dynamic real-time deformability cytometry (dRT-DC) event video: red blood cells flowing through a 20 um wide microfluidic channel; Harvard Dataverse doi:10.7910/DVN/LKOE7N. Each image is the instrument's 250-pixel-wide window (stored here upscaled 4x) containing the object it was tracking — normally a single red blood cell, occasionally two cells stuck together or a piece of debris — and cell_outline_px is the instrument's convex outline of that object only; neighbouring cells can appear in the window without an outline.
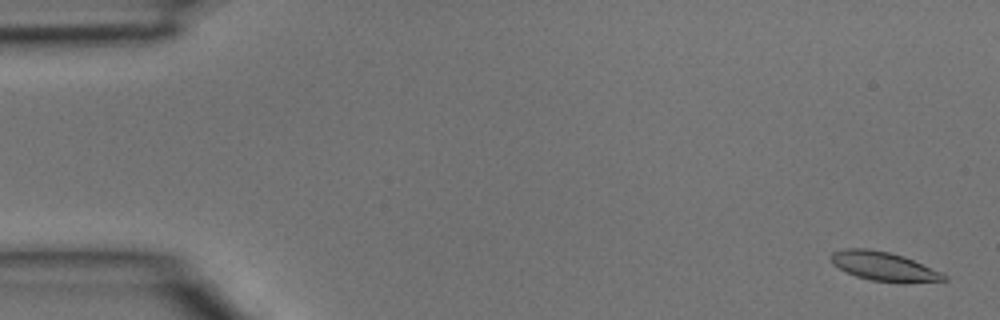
{"species": "common noctule bat (a hibernating species)", "species_latin": "Nyctalus noctula", "temperature_condition": "room temperature", "stored_images_in_passage": 4, "camera_frame_rate_fps": 3000, "um_per_image_px": 0.085, "animal": {"sex": "male", "body_mass_g": 15.6}, "frame": {"image": 1, "passage_image": 1, "time_ms": 0.0, "image_size_px": [1000, 320], "cell_outline_px": [[948, 280], [908, 284], [872, 280], [856, 276], [832, 264], [828, 256], [832, 252], [844, 248], [868, 248], [888, 252], [904, 256], [940, 272], [948, 276]], "centroid_in_image_um": [75.13, 22.65], "position_along_channel_um": 9.9, "area_um2": 19.31}}